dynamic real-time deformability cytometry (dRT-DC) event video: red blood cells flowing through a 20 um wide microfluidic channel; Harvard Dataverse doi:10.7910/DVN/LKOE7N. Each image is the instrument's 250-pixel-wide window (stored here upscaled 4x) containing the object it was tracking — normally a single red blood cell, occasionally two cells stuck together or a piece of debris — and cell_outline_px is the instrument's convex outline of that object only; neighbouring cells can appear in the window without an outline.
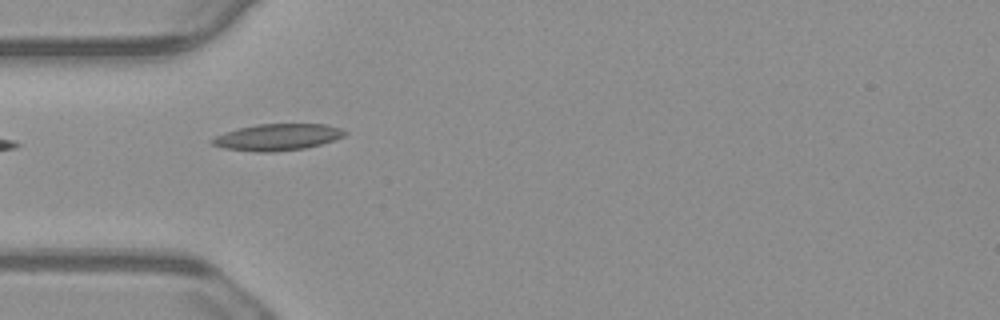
{"species": "common noctule bat (a hibernating species)", "species_latin": "Nyctalus noctula", "temperature_condition": "warm", "stored_images_in_passage": 17, "camera_frame_rate_fps": 3000, "um_per_image_px": 0.085, "animal": {"sex": "male", "body_mass_g": 23.1, "forearm_length_mm": 52.7}, "frame": {"image": 1, "passage_image": 1, "time_ms": 0.0, "image_size_px": [1000, 320], "cell_outline_px": [[348, 132], [344, 136], [320, 144], [304, 148], [272, 152], [256, 152], [224, 148], [212, 144], [208, 140], [216, 136], [240, 128], [256, 124], [328, 124], [344, 128]], "centroid_in_image_um": [23.62, 11.65], "position_along_channel_um": 61.4, "area_um2": 20.46}}
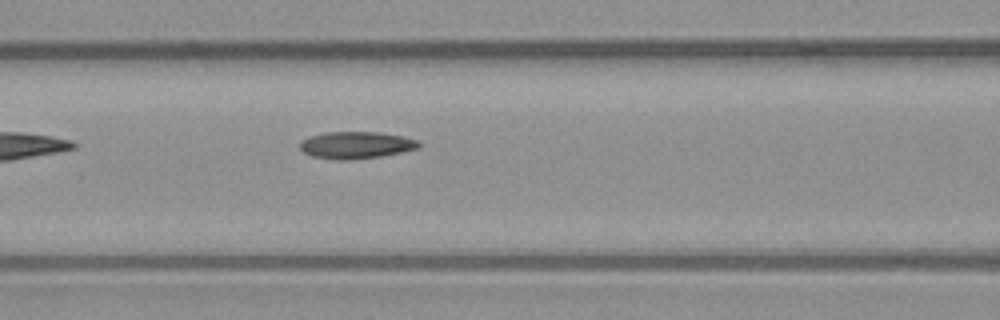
{"frame": {"image": 2, "passage_image": 7, "time_ms": 2.0, "image_size_px": [1000, 320], "cell_outline_px": [[420, 148], [380, 156], [352, 160], [336, 160], [312, 156], [304, 152], [300, 148], [300, 140], [308, 136], [324, 132], [380, 132], [404, 136], [420, 140]], "centroid_in_image_um": [30.27, 12.32], "position_along_channel_um": 136.3, "area_um2": 18.96}}
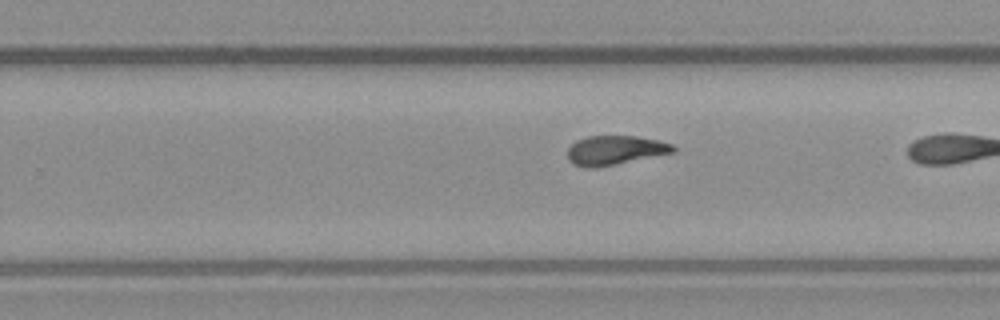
{"frame": {"image": 3, "passage_image": 16, "time_ms": 5.0, "image_size_px": [1000, 320], "cell_outline_px": [[676, 152], [596, 168], [584, 168], [572, 164], [568, 160], [568, 148], [576, 140], [588, 136], [636, 136], [656, 140], [672, 144], [676, 148]], "centroid_in_image_um": [52.25, 12.78], "position_along_channel_um": 277.5, "area_um2": 18.09}}